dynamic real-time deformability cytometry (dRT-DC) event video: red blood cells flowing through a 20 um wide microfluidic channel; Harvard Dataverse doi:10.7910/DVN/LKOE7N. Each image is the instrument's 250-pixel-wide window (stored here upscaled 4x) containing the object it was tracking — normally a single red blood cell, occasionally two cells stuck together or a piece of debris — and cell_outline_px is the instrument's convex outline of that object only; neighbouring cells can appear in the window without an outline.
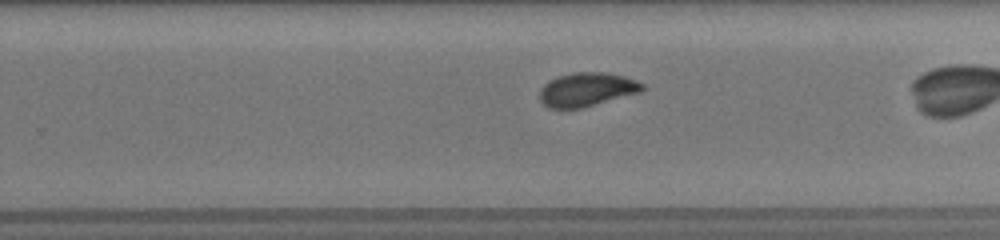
{"species": "common noctule bat (a hibernating species)", "species_latin": "Nyctalus noctula", "temperature_condition": "room temperature", "stored_images_in_passage": 29, "camera_frame_rate_fps": 3000, "um_per_image_px": 0.085, "animal": {"sex": "female", "body_mass_g": 19.5, "forearm_length_mm": 54.1}, "frame": {"image": 1, "passage_image": 20, "time_ms": 4.0, "image_size_px": [1000, 240], "cell_outline_px": [[644, 88], [640, 92], [580, 108], [548, 108], [540, 100], [540, 88], [548, 80], [556, 76], [572, 72], [608, 72], [624, 76], [636, 80], [644, 84]], "centroid_in_image_um": [49.85, 7.58], "position_along_channel_um": 279.9, "area_um2": 20.23}}
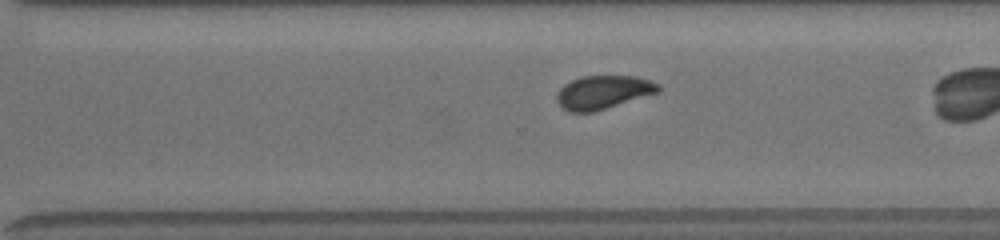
{"frame": {"image": 2, "passage_image": 25, "time_ms": 5.0, "image_size_px": [1000, 240], "cell_outline_px": [[660, 92], [592, 112], [568, 112], [556, 100], [556, 96], [560, 88], [564, 84], [580, 76], [636, 76], [660, 84]], "centroid_in_image_um": [51.27, 7.83], "position_along_channel_um": 319.3, "area_um2": 19.71}}